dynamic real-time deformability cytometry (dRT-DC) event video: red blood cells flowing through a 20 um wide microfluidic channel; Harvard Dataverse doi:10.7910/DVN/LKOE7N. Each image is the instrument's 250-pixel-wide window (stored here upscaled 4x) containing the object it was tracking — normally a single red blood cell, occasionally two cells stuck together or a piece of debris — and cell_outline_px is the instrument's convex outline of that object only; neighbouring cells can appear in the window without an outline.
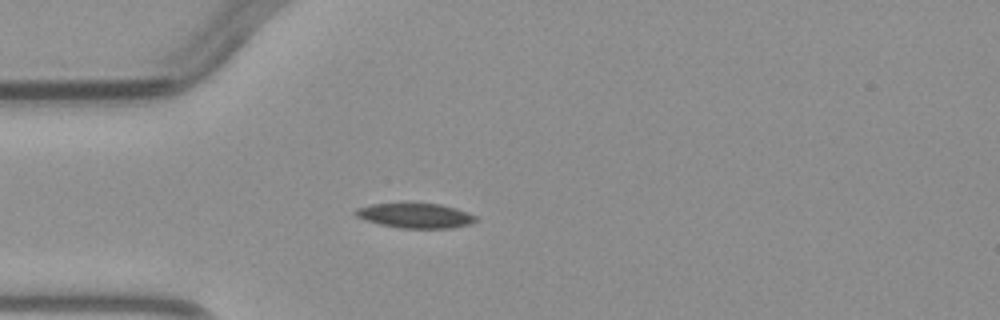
{"species": "common noctule bat (a hibernating species)", "species_latin": "Nyctalus noctula", "temperature_condition": "warm", "stored_images_in_passage": 3, "camera_frame_rate_fps": 3000, "um_per_image_px": 0.085, "animal": {"sex": "male", "body_mass_g": 23.1, "forearm_length_mm": 52.7}, "frame": {"image": 1, "passage_image": 3, "time_ms": 3.0, "image_size_px": [1000, 320], "cell_outline_px": [[480, 220], [472, 224], [452, 228], [400, 228], [380, 224], [364, 220], [356, 216], [352, 212], [356, 208], [372, 204], [440, 204], [456, 208], [468, 212], [476, 216]], "centroid_in_image_um": [35.34, 18.34], "position_along_channel_um": 49.7, "area_um2": 17.46}}